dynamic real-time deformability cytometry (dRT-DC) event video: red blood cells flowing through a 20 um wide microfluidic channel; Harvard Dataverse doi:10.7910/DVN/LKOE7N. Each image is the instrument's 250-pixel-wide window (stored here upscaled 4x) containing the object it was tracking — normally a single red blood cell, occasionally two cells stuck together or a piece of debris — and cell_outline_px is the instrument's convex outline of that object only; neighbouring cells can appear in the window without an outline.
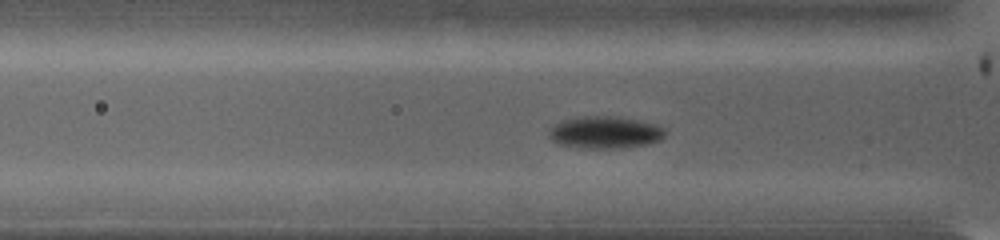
{"species": "common noctule bat (a hibernating species)", "species_latin": "Nyctalus noctula", "temperature_condition": "warm", "stored_images_in_passage": 67, "camera_frame_rate_fps": 5000, "um_per_image_px": 0.085, "animal": {"sex": "female", "body_mass_g": 19.0, "forearm_length_mm": 53.3}, "frame": {"image": 1, "passage_image": 16, "time_ms": 3.0, "image_size_px": [1000, 240], "cell_outline_px": [[664, 136], [660, 140], [648, 144], [620, 148], [580, 148], [556, 144], [548, 136], [548, 132], [560, 120], [576, 116], [616, 116], [656, 124], [664, 128]], "centroid_in_image_um": [51.38, 11.25], "position_along_channel_um": 74.4, "area_um2": 21.96}}
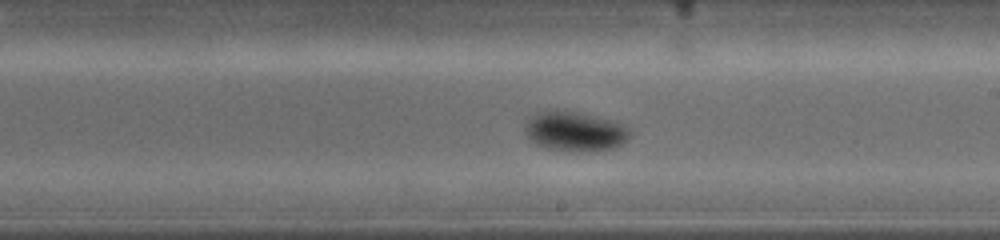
{"frame": {"image": 2, "passage_image": 37, "time_ms": 7.2, "image_size_px": [1000, 240], "cell_outline_px": [[632, 136], [628, 140], [612, 148], [580, 152], [544, 148], [528, 140], [524, 132], [524, 124], [528, 116], [540, 112], [556, 108], [616, 120], [632, 128]], "centroid_in_image_um": [48.86, 11.14], "position_along_channel_um": 240.1, "area_um2": 25.09}}
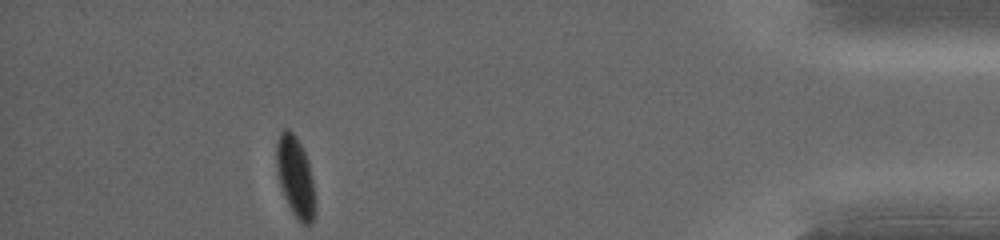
{"frame": {"image": 3, "passage_image": 67, "time_ms": 13.2, "image_size_px": [1000, 240], "cell_outline_px": [[316, 208], [312, 224], [300, 224], [296, 220], [284, 196], [280, 184], [276, 168], [276, 144], [280, 132], [284, 128], [288, 128], [296, 136], [308, 160], [312, 180]], "centroid_in_image_um": [25.1, 15.05], "position_along_channel_um": 410.1, "area_um2": 18.26}, "authors_computed_cell_mechanics": {"area_um2": 21.386, "velocity_mm_per_s": 3.9544, "shape_relaxation_time_tau1_ms": 1.7492, "shape_relaxation_time_tau2_ms": null, "deformation_change_tau1": 0.1071, "deformation_change_tau2": null}}